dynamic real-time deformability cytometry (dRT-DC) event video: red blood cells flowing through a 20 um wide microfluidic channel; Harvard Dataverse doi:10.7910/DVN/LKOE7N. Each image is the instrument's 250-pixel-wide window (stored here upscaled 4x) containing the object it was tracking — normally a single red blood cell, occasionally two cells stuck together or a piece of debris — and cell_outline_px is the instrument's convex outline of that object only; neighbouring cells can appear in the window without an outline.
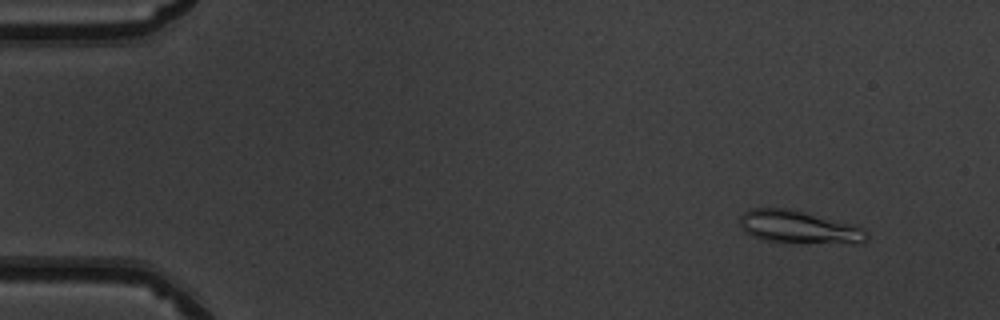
{"species": "common noctule bat (a hibernating species)", "species_latin": "Nyctalus noctula", "temperature_condition": "warm", "stored_images_in_passage": 52, "camera_frame_rate_fps": 3000, "um_per_image_px": 0.085, "animal": {"sex": "male", "body_mass_g": 19.5, "forearm_length_mm": 54.6}, "frame": {"image": 1, "passage_image": 5, "time_ms": 1.333, "image_size_px": [1000, 320], "cell_outline_px": [[868, 240], [864, 244], [860, 244], [764, 240], [752, 236], [744, 232], [740, 224], [740, 216], [744, 212], [752, 208], [788, 208], [852, 224], [864, 228], [868, 232]], "centroid_in_image_um": [67.94, 19.3], "position_along_channel_um": 17.1, "area_um2": 24.1}}
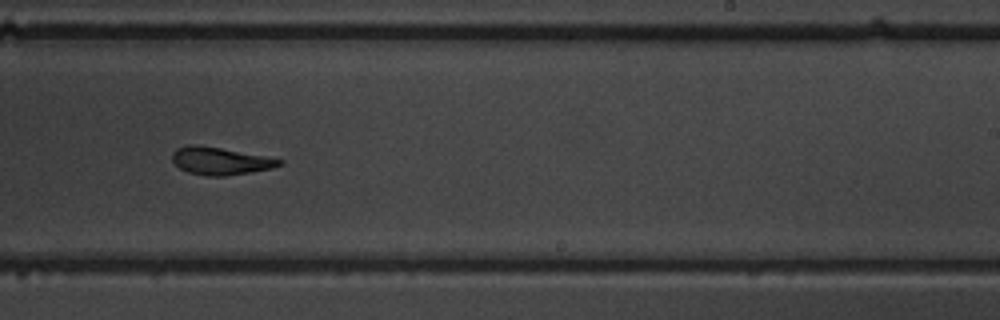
{"frame": {"image": 2, "passage_image": 32, "time_ms": 10.333, "image_size_px": [1000, 320], "cell_outline_px": [[284, 164], [272, 168], [252, 172], [224, 176], [208, 176], [188, 172], [180, 168], [172, 160], [172, 152], [176, 148], [188, 144], [200, 144], [264, 156], [284, 160]], "centroid_in_image_um": [18.71, 13.67], "position_along_channel_um": 270.3, "area_um2": 17.28}}
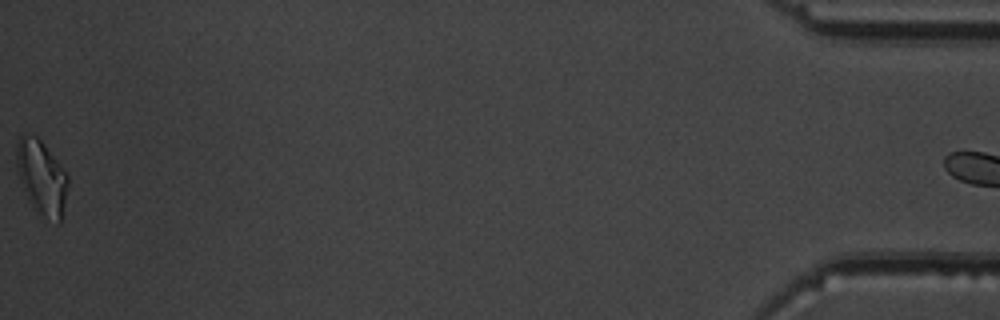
{"frame": {"image": 3, "passage_image": 51, "time_ms": 16.667, "image_size_px": [1000, 320], "cell_outline_px": [[68, 188], [60, 224], [56, 224], [36, 212], [28, 200], [24, 192], [16, 172], [16, 144], [20, 132], [28, 132], [36, 136], [40, 140], [68, 176]], "centroid_in_image_um": [3.49, 15.08], "position_along_channel_um": 431.7, "area_um2": 22.66}}